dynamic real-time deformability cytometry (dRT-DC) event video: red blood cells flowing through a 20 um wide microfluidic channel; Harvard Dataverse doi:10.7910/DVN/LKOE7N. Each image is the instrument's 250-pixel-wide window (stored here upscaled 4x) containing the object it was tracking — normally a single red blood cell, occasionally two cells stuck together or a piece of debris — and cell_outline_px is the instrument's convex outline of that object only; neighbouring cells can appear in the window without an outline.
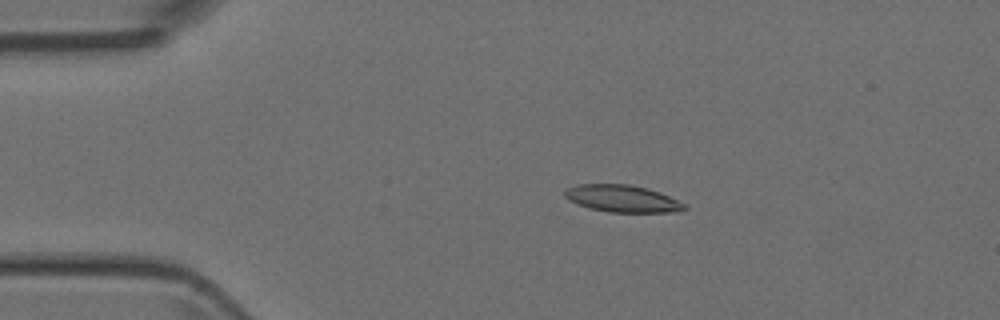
{"species": "Egyptian fruit bat (a non-hibernating species)", "species_latin": "Rousettus aegyptiacus", "temperature_condition": "room temperature", "stored_images_in_passage": 51, "camera_frame_rate_fps": 3000, "um_per_image_px": 0.085, "animal": {"sex": "female"}, "frame": {"image": 1, "passage_image": 10, "time_ms": 3.0, "image_size_px": [1000, 320], "cell_outline_px": [[688, 208], [672, 212], [608, 212], [588, 208], [576, 204], [568, 200], [564, 196], [564, 192], [568, 188], [576, 184], [628, 184], [660, 192], [688, 204]], "centroid_in_image_um": [52.89, 16.88], "position_along_channel_um": 32.1, "area_um2": 19.02}}
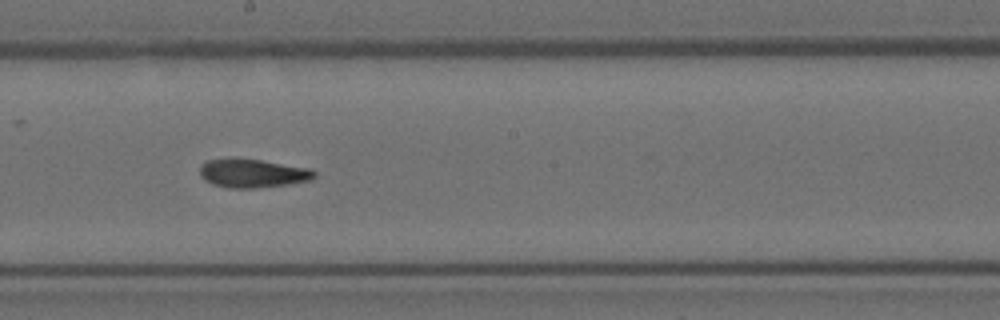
{"frame": {"image": 2, "passage_image": 28, "time_ms": 9.0, "image_size_px": [1000, 320], "cell_outline_px": [[316, 176], [312, 180], [288, 184], [256, 188], [228, 188], [212, 184], [204, 180], [200, 172], [200, 168], [208, 160], [260, 160], [312, 168], [316, 172]], "centroid_in_image_um": [21.56, 14.76], "position_along_channel_um": 226.6, "area_um2": 18.73}}
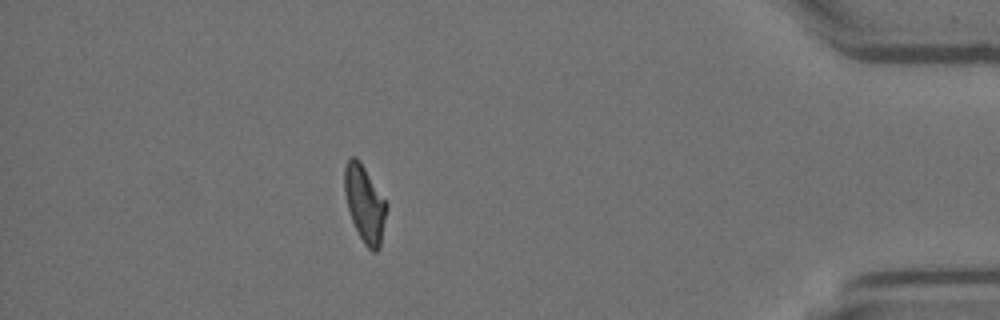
{"frame": {"image": 3, "passage_image": 45, "time_ms": 14.667, "image_size_px": [1000, 320], "cell_outline_px": [[388, 204], [380, 248], [376, 252], [372, 252], [364, 244], [352, 220], [348, 208], [344, 192], [344, 168], [348, 156], [356, 156], [360, 160]], "centroid_in_image_um": [31.0, 17.29], "position_along_channel_um": 404.2, "area_um2": 18.9}}